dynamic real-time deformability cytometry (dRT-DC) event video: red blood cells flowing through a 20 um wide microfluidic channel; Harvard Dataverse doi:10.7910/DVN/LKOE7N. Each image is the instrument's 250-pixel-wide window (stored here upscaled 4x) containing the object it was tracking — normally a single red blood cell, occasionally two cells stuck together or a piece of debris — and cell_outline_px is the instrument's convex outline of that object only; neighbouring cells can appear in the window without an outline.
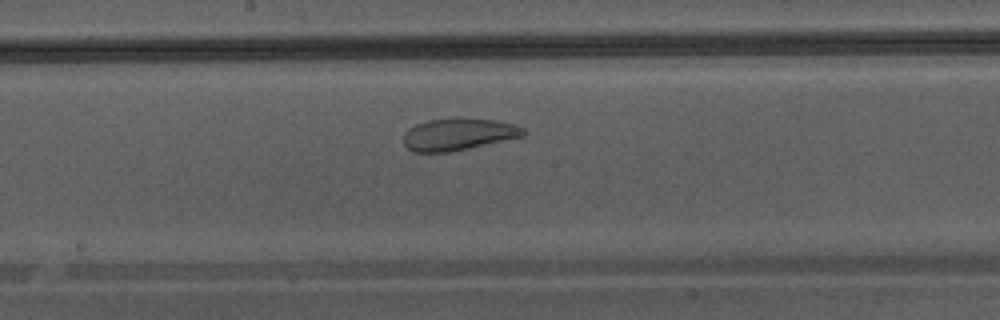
{"species": "Egyptian fruit bat (a non-hibernating species)", "species_latin": "Rousettus aegyptiacus", "temperature_condition": "warm", "stored_images_in_passage": 37, "camera_frame_rate_fps": 3000, "um_per_image_px": 0.085, "animal": {"sex": "male"}, "frame": {"image": 1, "passage_image": 16, "time_ms": 5.0, "image_size_px": [1000, 320], "cell_outline_px": [[524, 136], [448, 152], [412, 152], [404, 144], [404, 132], [408, 128], [416, 124], [428, 120], [456, 116], [460, 116], [496, 120], [516, 124], [524, 128]], "centroid_in_image_um": [38.94, 11.38], "position_along_channel_um": 209.3, "area_um2": 22.72}}